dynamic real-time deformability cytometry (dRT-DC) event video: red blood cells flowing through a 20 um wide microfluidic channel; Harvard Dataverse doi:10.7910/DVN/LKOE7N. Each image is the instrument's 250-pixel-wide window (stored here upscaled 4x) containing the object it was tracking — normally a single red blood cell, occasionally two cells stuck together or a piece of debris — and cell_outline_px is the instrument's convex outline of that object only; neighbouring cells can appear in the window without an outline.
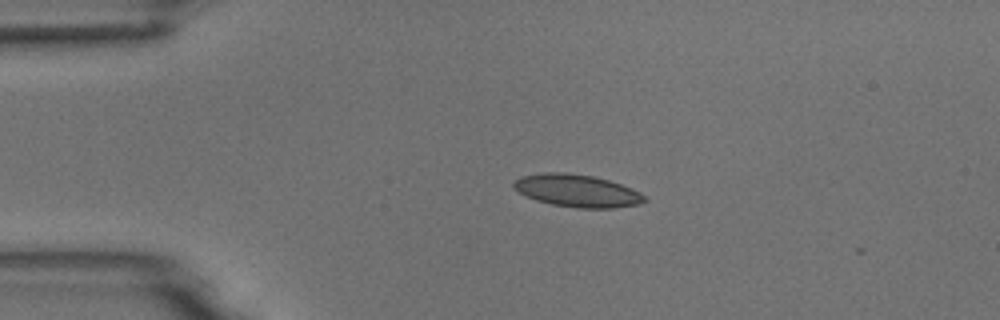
{"species": "common noctule bat (a hibernating species)", "species_latin": "Nyctalus noctula", "temperature_condition": "room temperature", "stored_images_in_passage": 2, "camera_frame_rate_fps": 3000, "um_per_image_px": 0.085, "animal": {"sex": "male", "body_mass_g": 18.8}, "frame": {"image": 1, "passage_image": 1, "time_ms": 0.0, "image_size_px": [1000, 320], "cell_outline_px": [[648, 200], [640, 204], [612, 208], [576, 208], [552, 204], [536, 200], [520, 192], [512, 184], [512, 180], [520, 176], [544, 172], [564, 172], [592, 176], [608, 180], [620, 184], [640, 192]], "centroid_in_image_um": [49.04, 16.21], "position_along_channel_um": 36.0, "area_um2": 24.68}}